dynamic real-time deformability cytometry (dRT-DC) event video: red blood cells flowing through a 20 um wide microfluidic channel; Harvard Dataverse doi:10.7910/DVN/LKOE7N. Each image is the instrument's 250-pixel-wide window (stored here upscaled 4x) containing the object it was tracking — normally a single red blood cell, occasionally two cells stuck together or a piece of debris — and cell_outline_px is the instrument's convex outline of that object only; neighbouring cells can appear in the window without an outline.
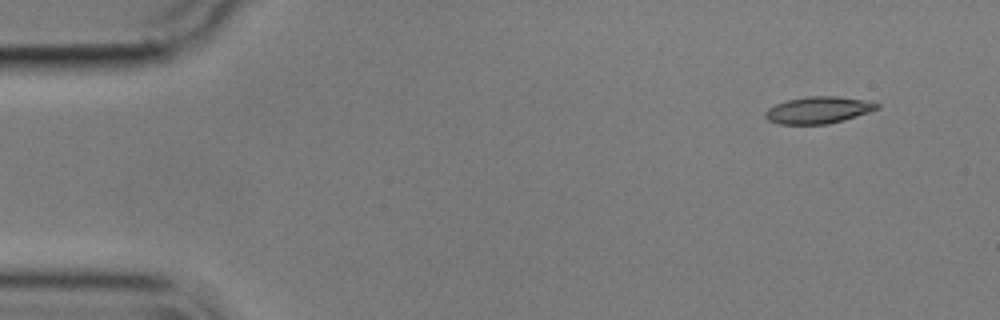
{"species": "common noctule bat (a hibernating species)", "species_latin": "Nyctalus noctula", "temperature_condition": "cold", "stored_images_in_passage": 11, "camera_frame_rate_fps": 3000, "um_per_image_px": 0.085, "animal": {"sex": "male", "body_mass_g": 17.9}, "frame": {"image": 1, "passage_image": 1, "time_ms": 0.0, "image_size_px": [1000, 320], "cell_outline_px": [[880, 108], [844, 120], [828, 124], [780, 124], [768, 120], [764, 116], [764, 112], [768, 108], [776, 104], [788, 100], [808, 96], [836, 96], [868, 100], [880, 104]], "centroid_in_image_um": [69.57, 9.35], "position_along_channel_um": 15.4, "area_um2": 17.51}}
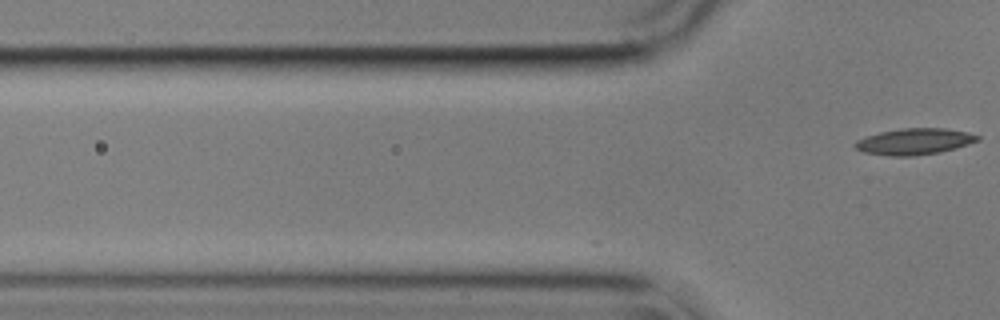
{"frame": {"image": 2, "passage_image": 11, "time_ms": 3.333, "image_size_px": [1000, 320], "cell_outline_px": [[980, 140], [956, 148], [940, 152], [912, 156], [892, 156], [864, 152], [856, 148], [852, 144], [856, 140], [880, 132], [904, 128], [944, 128], [964, 132], [980, 136]], "centroid_in_image_um": [77.71, 12.03], "position_along_channel_um": 48.1, "area_um2": 18.55}}